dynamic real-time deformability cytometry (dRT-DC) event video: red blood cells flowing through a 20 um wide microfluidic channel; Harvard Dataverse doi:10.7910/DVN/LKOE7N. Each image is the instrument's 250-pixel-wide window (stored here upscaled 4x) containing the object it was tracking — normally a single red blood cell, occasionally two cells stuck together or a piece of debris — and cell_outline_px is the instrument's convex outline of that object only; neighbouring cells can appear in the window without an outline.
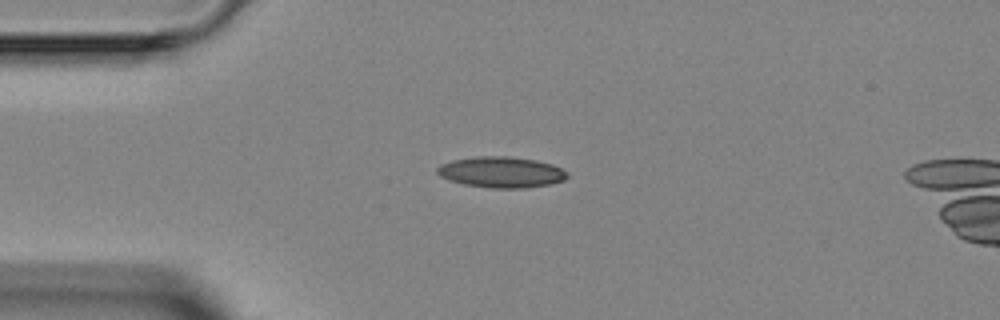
{"species": "Egyptian fruit bat (a non-hibernating species)", "species_latin": "Rousettus aegyptiacus", "temperature_condition": "room temperature", "stored_images_in_passage": 4, "camera_frame_rate_fps": 3000, "um_per_image_px": 0.085, "animal": {"sex": "female"}, "frame": {"image": 1, "passage_image": 3, "time_ms": 2.333, "image_size_px": [1000, 320], "cell_outline_px": [[568, 176], [564, 180], [548, 184], [524, 188], [488, 188], [464, 184], [448, 180], [440, 176], [436, 172], [436, 168], [440, 164], [452, 160], [476, 156], [512, 156], [536, 160], [552, 164], [568, 172]], "centroid_in_image_um": [42.58, 14.62], "position_along_channel_um": 42.4, "area_um2": 23.58}}